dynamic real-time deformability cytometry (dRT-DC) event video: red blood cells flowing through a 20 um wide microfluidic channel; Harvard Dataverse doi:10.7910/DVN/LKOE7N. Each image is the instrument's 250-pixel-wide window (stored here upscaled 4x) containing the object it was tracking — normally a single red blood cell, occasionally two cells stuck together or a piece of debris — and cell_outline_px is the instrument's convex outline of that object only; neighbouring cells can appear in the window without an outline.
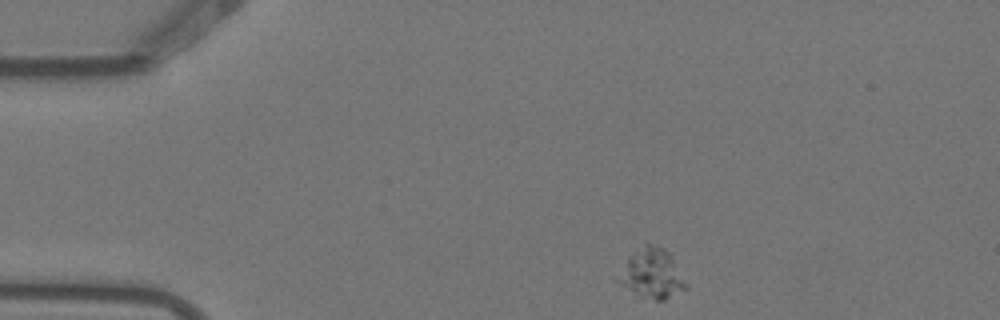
{"species": "Egyptian fruit bat (a non-hibernating species)", "species_latin": "Rousettus aegyptiacus", "temperature_condition": "warm", "stored_images_in_passage": 3, "camera_frame_rate_fps": 3000, "um_per_image_px": 0.085, "animal": {"sex": "female"}, "frame": {"image": 1, "passage_image": 1, "time_ms": 0.0, "image_size_px": [1000, 320], "cell_outline_px": [[688, 288], [664, 300], [656, 300], [640, 296], [616, 280], [628, 256], [644, 244], [652, 244], [664, 248], [668, 252], [688, 284]], "centroid_in_image_um": [55.44, 23.26], "position_along_channel_um": 29.6, "area_um2": 19.19}}